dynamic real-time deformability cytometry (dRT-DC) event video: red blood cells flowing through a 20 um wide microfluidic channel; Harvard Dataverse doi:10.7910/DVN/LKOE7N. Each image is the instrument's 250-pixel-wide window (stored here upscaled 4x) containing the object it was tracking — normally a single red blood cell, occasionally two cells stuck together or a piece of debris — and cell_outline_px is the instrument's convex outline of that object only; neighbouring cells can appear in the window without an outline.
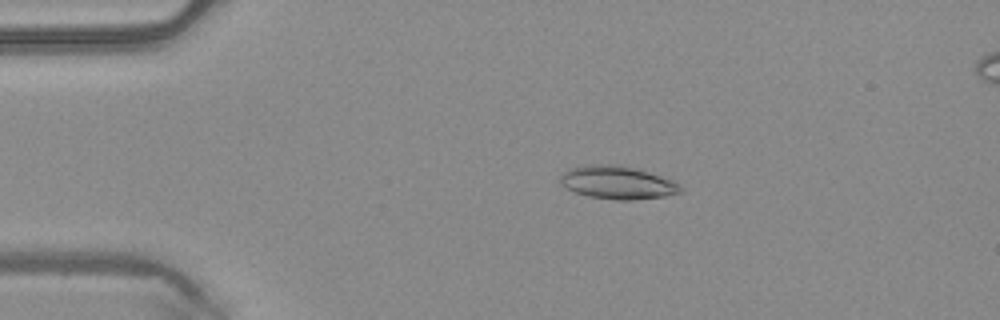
{"species": "common noctule bat (a hibernating species)", "species_latin": "Nyctalus noctula", "temperature_condition": "warm", "stored_images_in_passage": 48, "camera_frame_rate_fps": 3000, "um_per_image_px": 0.085, "animal": {"sex": "male", "body_mass_g": 20.4}, "frame": {"image": 1, "passage_image": 9, "time_ms": 2.667, "image_size_px": [1000, 320], "cell_outline_px": [[684, 192], [664, 196], [632, 200], [616, 200], [588, 196], [576, 192], [560, 184], [560, 176], [568, 168], [588, 164], [620, 164], [636, 168], [672, 180], [684, 188]], "centroid_in_image_um": [52.49, 15.5], "position_along_channel_um": 32.5, "area_um2": 23.29}}
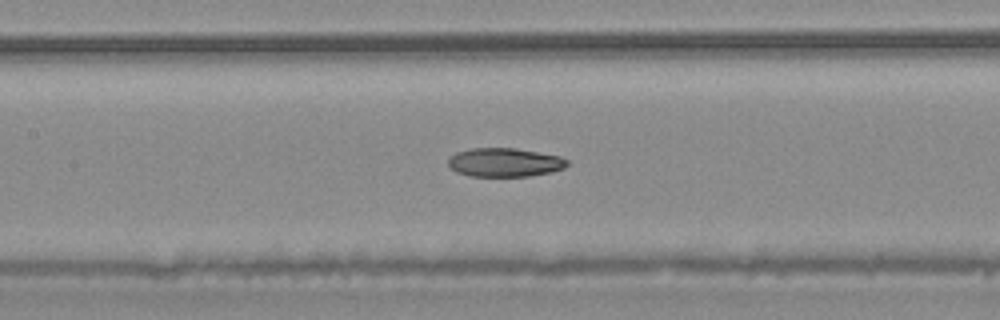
{"frame": {"image": 2, "passage_image": 22, "time_ms": 7.0, "image_size_px": [1000, 320], "cell_outline_px": [[568, 164], [564, 168], [552, 172], [528, 176], [468, 176], [456, 172], [448, 164], [448, 160], [456, 152], [472, 148], [516, 148], [560, 156], [568, 160]], "centroid_in_image_um": [42.91, 13.8], "position_along_channel_um": 164.5, "area_um2": 19.94}}
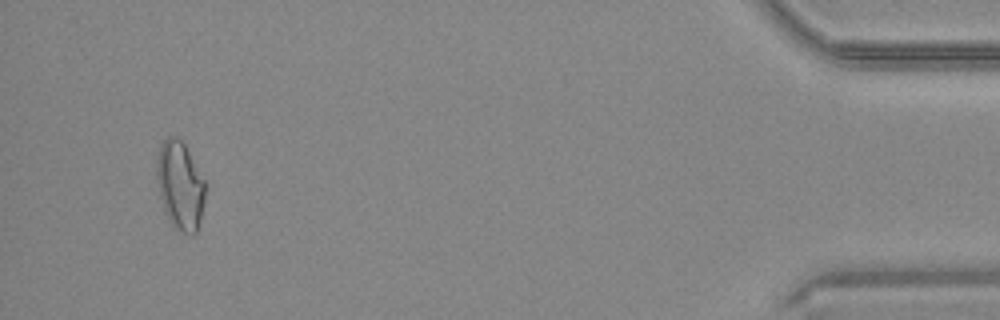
{"frame": {"image": 3, "passage_image": 46, "time_ms": 15.0, "image_size_px": [1000, 320], "cell_outline_px": [[204, 204], [200, 220], [196, 232], [192, 236], [188, 236], [172, 228], [164, 212], [160, 196], [156, 176], [156, 152], [160, 144], [168, 136], [176, 136], [184, 144], [204, 180]], "centroid_in_image_um": [15.27, 15.81], "position_along_channel_um": 419.9, "area_um2": 25.32}, "authors_computed_cell_mechanics": {"area_um2": 21.5016, "velocity_mm_per_s": 4.1266, "shape_relaxation_time_tau1_ms": null, "shape_relaxation_time_tau2_ms": 6.8488, "deformation_change_tau1": null, "deformation_change_tau2": 0.1433}}